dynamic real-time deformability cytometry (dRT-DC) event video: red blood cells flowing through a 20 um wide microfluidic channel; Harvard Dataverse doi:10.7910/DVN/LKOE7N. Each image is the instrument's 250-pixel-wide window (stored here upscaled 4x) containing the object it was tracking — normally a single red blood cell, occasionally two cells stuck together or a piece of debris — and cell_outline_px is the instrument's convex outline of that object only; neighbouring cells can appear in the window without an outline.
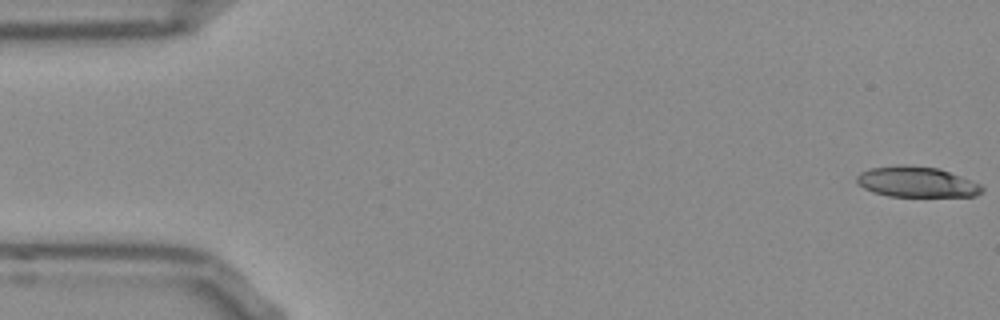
{"species": "Egyptian fruit bat (a non-hibernating species)", "species_latin": "Rousettus aegyptiacus", "temperature_condition": "room temperature", "stored_images_in_passage": 52, "camera_frame_rate_fps": 3000, "um_per_image_px": 0.085, "frame": {"image": 1, "passage_image": 1, "time_ms": 0.0, "image_size_px": [1000, 320], "cell_outline_px": [[984, 188], [976, 196], [888, 196], [872, 192], [856, 184], [856, 176], [860, 172], [868, 168], [904, 164], [940, 168], [980, 184]], "centroid_in_image_um": [77.86, 15.45], "position_along_channel_um": 7.1, "area_um2": 22.43}}
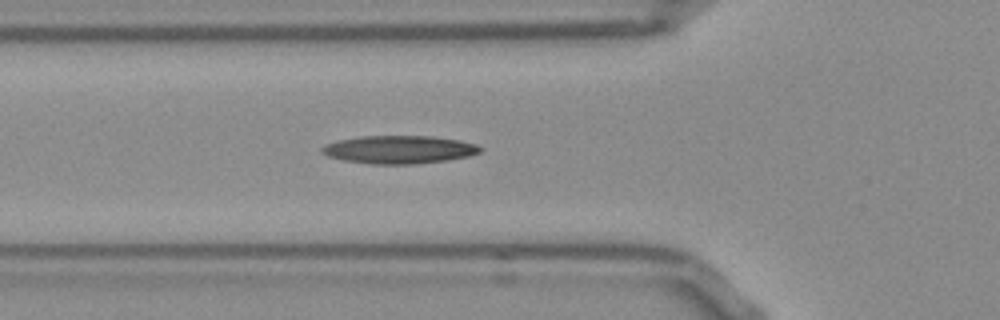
{"frame": {"image": 2, "passage_image": 18, "time_ms": 5.667, "image_size_px": [1000, 320], "cell_outline_px": [[484, 148], [480, 152], [468, 156], [448, 160], [412, 164], [372, 164], [344, 160], [328, 156], [320, 152], [320, 148], [324, 144], [340, 140], [360, 136], [432, 136], [460, 140], [476, 144]], "centroid_in_image_um": [33.93, 12.71], "position_along_channel_um": 91.9, "area_um2": 25.89}}
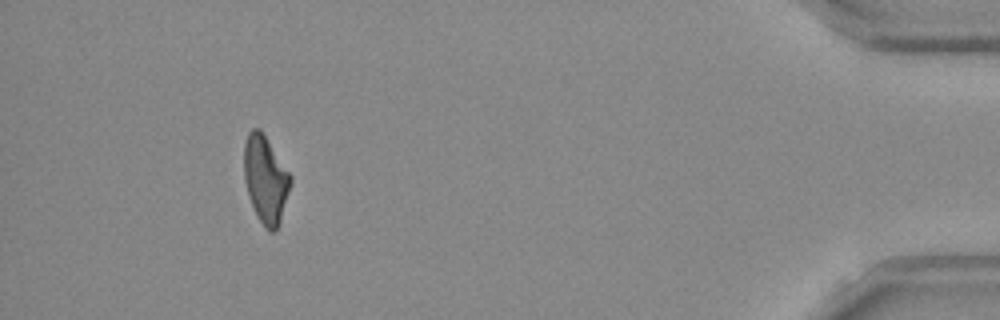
{"frame": {"image": 3, "passage_image": 48, "time_ms": 15.667, "image_size_px": [1000, 320], "cell_outline_px": [[292, 180], [280, 220], [276, 232], [268, 232], [264, 228], [256, 216], [244, 180], [244, 144], [248, 132], [252, 128], [260, 128], [292, 176]], "centroid_in_image_um": [22.56, 15.25], "position_along_channel_um": 412.6, "area_um2": 23.64}}